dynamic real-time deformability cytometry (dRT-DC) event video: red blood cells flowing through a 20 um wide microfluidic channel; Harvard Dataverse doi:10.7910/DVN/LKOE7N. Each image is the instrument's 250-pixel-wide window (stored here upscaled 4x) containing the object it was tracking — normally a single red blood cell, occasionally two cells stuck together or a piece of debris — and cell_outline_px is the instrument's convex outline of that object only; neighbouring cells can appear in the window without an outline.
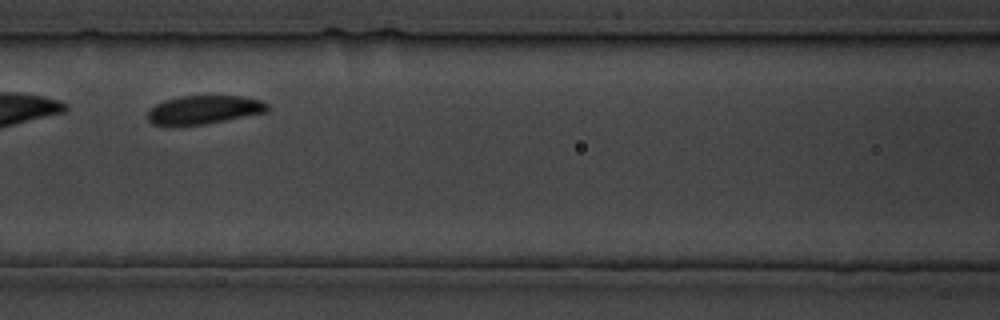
{"species": "common noctule bat (a hibernating species)", "species_latin": "Nyctalus noctula", "temperature_condition": "cold", "stored_images_in_passage": 14, "camera_frame_rate_fps": 3000, "um_per_image_px": 0.085, "animal": {"sex": "male", "body_mass_g": 19.5, "forearm_length_mm": 54.6}, "frame": {"image": 1, "passage_image": 7, "time_ms": 7.667, "image_size_px": [1000, 320], "cell_outline_px": [[268, 108], [264, 112], [204, 124], [172, 128], [164, 128], [152, 124], [148, 120], [148, 112], [156, 104], [164, 100], [180, 96], [244, 96], [260, 100], [268, 104]], "centroid_in_image_um": [17.22, 9.36], "position_along_channel_um": 149.4, "area_um2": 20.23}}
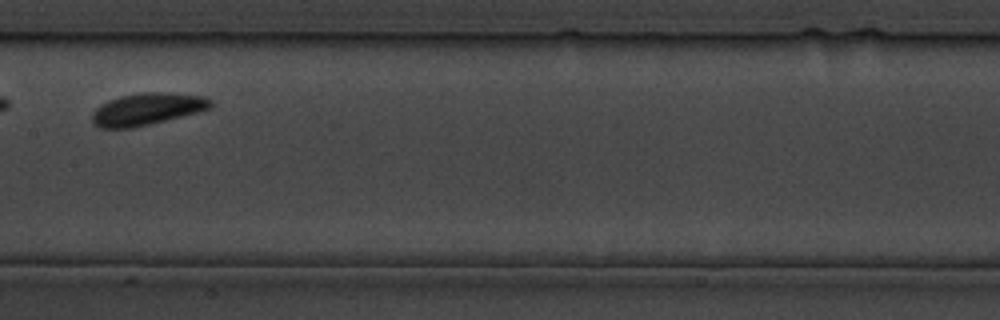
{"frame": {"image": 2, "passage_image": 10, "time_ms": 11.0, "image_size_px": [1000, 320], "cell_outline_px": [[212, 108], [132, 128], [100, 128], [92, 124], [92, 116], [96, 108], [120, 96], [144, 92], [160, 92], [204, 96], [212, 100]], "centroid_in_image_um": [12.5, 9.27], "position_along_channel_um": 194.9, "area_um2": 21.68}}